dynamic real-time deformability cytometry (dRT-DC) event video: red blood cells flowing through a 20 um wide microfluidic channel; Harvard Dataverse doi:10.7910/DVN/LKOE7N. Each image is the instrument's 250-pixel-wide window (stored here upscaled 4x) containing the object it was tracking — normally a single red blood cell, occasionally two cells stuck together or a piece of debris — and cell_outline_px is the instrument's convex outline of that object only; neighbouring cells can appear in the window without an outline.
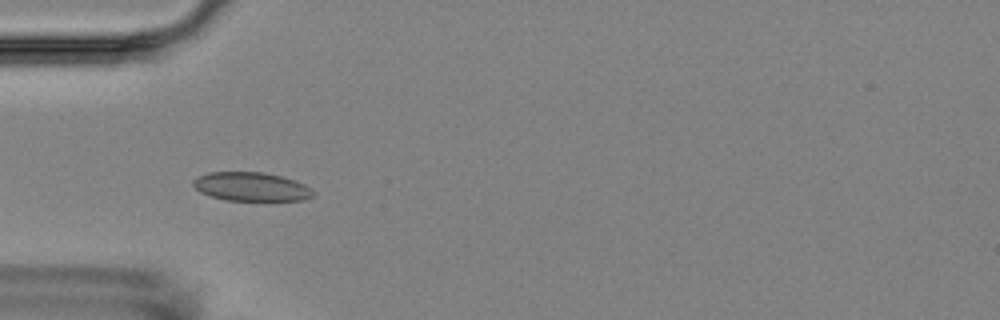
{"species": "Egyptian fruit bat (a non-hibernating species)", "species_latin": "Rousettus aegyptiacus", "temperature_condition": "room temperature", "stored_images_in_passage": 7, "camera_frame_rate_fps": 3000, "um_per_image_px": 0.085, "animal": {"sex": "female"}, "frame": {"image": 1, "passage_image": 6, "time_ms": 5.667, "image_size_px": [1000, 320], "cell_outline_px": [[316, 196], [304, 200], [228, 200], [212, 196], [200, 192], [192, 184], [192, 180], [196, 176], [208, 172], [264, 172], [296, 180], [312, 188], [316, 192]], "centroid_in_image_um": [21.39, 15.86], "position_along_channel_um": 63.6, "area_um2": 20.29}}